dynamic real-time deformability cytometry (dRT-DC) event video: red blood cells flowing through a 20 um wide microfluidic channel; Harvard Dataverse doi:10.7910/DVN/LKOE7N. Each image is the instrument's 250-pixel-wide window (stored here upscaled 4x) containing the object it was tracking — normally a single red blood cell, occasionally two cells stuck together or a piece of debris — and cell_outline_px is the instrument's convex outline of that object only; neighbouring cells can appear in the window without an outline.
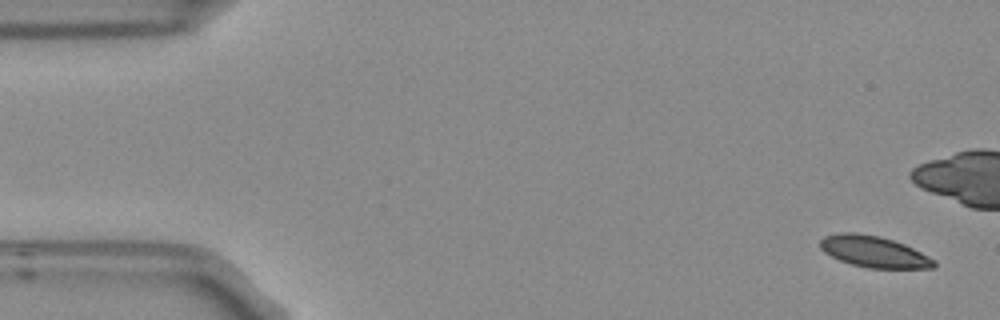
{"species": "Egyptian fruit bat (a non-hibernating species)", "species_latin": "Rousettus aegyptiacus", "temperature_condition": "room temperature", "stored_images_in_passage": 11, "camera_frame_rate_fps": 3000, "um_per_image_px": 0.085, "frame": {"image": 1, "passage_image": 1, "time_ms": 0.0, "image_size_px": [1000, 320], "cell_outline_px": [[936, 264], [932, 268], [868, 268], [852, 264], [840, 260], [824, 252], [820, 248], [820, 240], [824, 236], [840, 232], [856, 232], [880, 236], [904, 244], [936, 260]], "centroid_in_image_um": [74.26, 21.38], "position_along_channel_um": 10.7, "area_um2": 20.69}}